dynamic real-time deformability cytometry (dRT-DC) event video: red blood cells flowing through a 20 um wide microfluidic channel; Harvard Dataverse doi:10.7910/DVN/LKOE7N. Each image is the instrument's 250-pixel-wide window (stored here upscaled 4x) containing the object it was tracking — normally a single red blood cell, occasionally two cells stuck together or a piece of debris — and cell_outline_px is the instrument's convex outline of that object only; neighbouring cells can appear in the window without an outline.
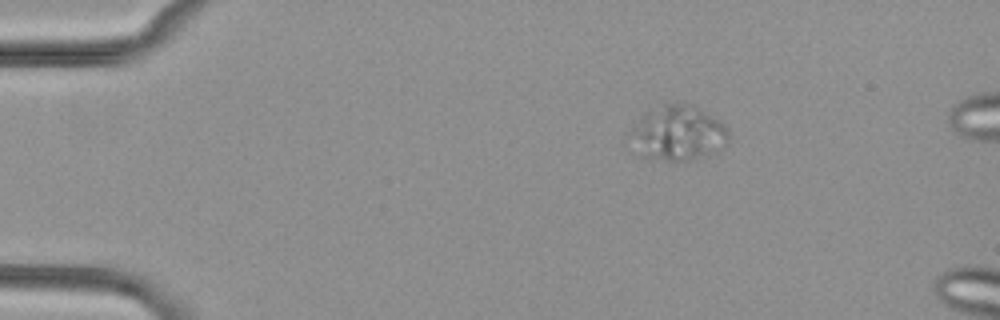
{"species": "common noctule bat (a hibernating species)", "species_latin": "Nyctalus noctula", "temperature_condition": "cold", "stored_images_in_passage": 9, "camera_frame_rate_fps": 3000, "um_per_image_px": 0.085, "animal": {"sex": "female", "body_mass_g": 29.2, "forearm_length_mm": 56.3}, "frame": {"image": 1, "passage_image": 1, "time_ms": 0.0, "image_size_px": [1000, 320], "cell_outline_px": [[728, 140], [724, 144], [692, 160], [664, 160], [648, 156], [624, 144], [628, 132], [640, 116], [644, 112], [668, 104], [692, 104], [720, 120], [728, 128]], "centroid_in_image_um": [57.52, 11.29], "position_along_channel_um": 27.5, "area_um2": 31.27}}